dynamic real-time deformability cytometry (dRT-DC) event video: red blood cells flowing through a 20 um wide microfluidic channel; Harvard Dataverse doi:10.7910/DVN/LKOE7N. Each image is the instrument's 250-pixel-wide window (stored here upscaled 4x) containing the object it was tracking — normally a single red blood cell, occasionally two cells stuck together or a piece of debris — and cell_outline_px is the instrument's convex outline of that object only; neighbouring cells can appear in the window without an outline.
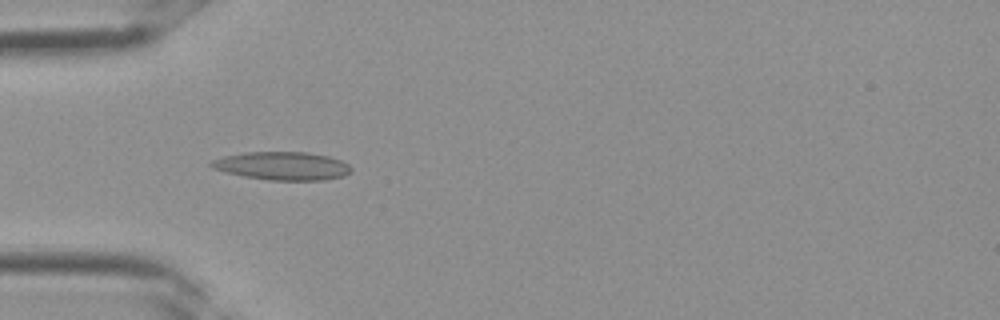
{"species": "Egyptian fruit bat (a non-hibernating species)", "species_latin": "Rousettus aegyptiacus", "temperature_condition": "room temperature", "stored_images_in_passage": 5, "camera_frame_rate_fps": 3000, "um_per_image_px": 0.085, "frame": {"image": 1, "passage_image": 4, "time_ms": 1.0, "image_size_px": [1000, 320], "cell_outline_px": [[352, 172], [344, 176], [324, 180], [268, 180], [244, 176], [224, 172], [212, 168], [208, 164], [212, 160], [224, 156], [244, 152], [308, 152], [328, 156], [340, 160], [348, 164], [352, 168]], "centroid_in_image_um": [24.0, 14.1], "position_along_channel_um": 61.0, "area_um2": 23.12}}
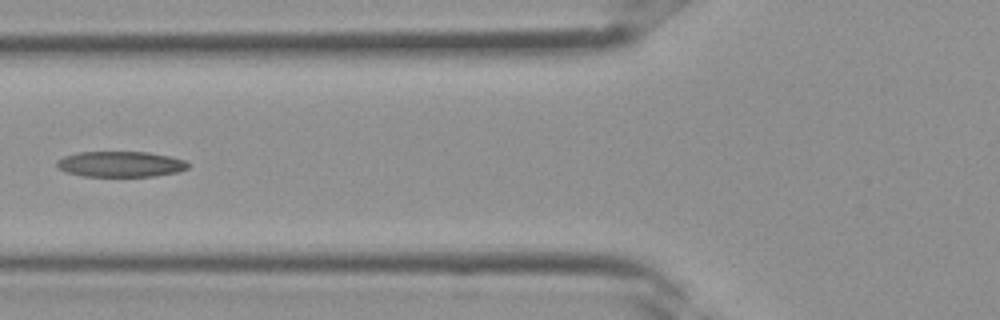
{"frame": {"image": 2, "passage_image": 5, "time_ms": 1.333, "image_size_px": [1000, 320], "cell_outline_px": [[188, 168], [180, 172], [156, 176], [84, 176], [64, 172], [56, 164], [56, 160], [64, 156], [76, 152], [148, 152], [172, 156], [184, 160], [188, 164]], "centroid_in_image_um": [10.26, 13.95], "position_along_channel_um": 115.5, "area_um2": 19.77}}